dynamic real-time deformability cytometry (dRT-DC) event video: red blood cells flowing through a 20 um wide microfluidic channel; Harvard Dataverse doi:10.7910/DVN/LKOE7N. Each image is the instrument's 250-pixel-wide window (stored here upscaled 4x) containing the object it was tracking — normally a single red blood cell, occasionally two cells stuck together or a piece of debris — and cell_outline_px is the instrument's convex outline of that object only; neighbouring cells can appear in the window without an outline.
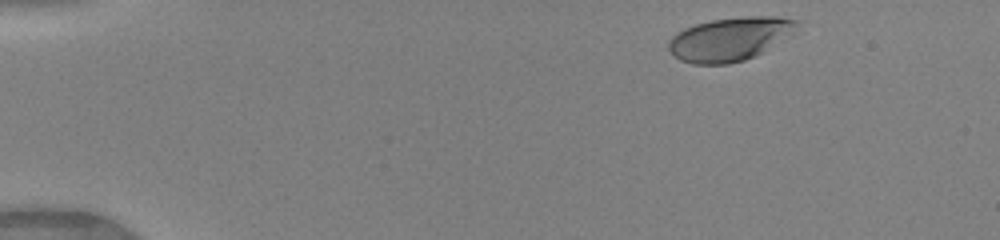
{"species": "human", "species_latin": "Homo sapiens", "temperature_condition": "warm", "stored_images_in_passage": 46, "camera_frame_rate_fps": 3000, "um_per_image_px": 0.085, "donor": {"sex": "female"}, "frame": {"image": 1, "passage_image": 3, "time_ms": 0.667, "image_size_px": [1000, 240], "cell_outline_px": [[796, 24], [756, 56], [744, 60], [728, 64], [692, 64], [680, 60], [668, 48], [668, 40], [676, 32], [684, 28], [696, 24], [712, 20], [744, 16], [776, 16], [796, 20]], "centroid_in_image_um": [61.86, 3.32], "position_along_channel_um": 23.1, "area_um2": 31.39}}
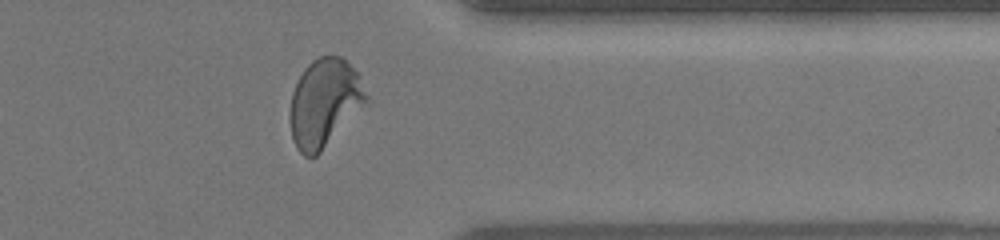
{"frame": {"image": 2, "passage_image": 37, "time_ms": 12.0, "image_size_px": [1000, 240], "cell_outline_px": [[372, 104], [316, 156], [304, 156], [296, 148], [292, 136], [288, 116], [292, 92], [304, 68], [312, 60], [320, 56], [340, 56], [360, 72]], "centroid_in_image_um": [27.67, 8.76], "position_along_channel_um": 383.7, "area_um2": 40.69}}
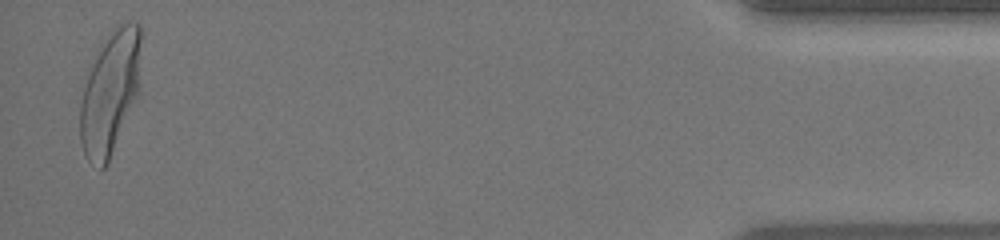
{"frame": {"image": 3, "passage_image": 45, "time_ms": 14.667, "image_size_px": [1000, 240], "cell_outline_px": [[140, 92], [108, 164], [104, 168], [100, 168], [88, 160], [84, 152], [80, 140], [80, 104], [84, 88], [88, 76], [100, 44], [120, 24], [128, 20], [132, 20], [140, 24]], "centroid_in_image_um": [9.39, 7.89], "position_along_channel_um": 425.8, "area_um2": 43.81}, "authors_computed_cell_mechanics": {"area_um2": 37.6278, "velocity_mm_per_s": 4.1367, "shape_relaxation_time_tau1_ms": 3.0023, "shape_relaxation_time_tau2_ms": null, "deformation_change_tau1": 0.1961, "deformation_change_tau2": null}}